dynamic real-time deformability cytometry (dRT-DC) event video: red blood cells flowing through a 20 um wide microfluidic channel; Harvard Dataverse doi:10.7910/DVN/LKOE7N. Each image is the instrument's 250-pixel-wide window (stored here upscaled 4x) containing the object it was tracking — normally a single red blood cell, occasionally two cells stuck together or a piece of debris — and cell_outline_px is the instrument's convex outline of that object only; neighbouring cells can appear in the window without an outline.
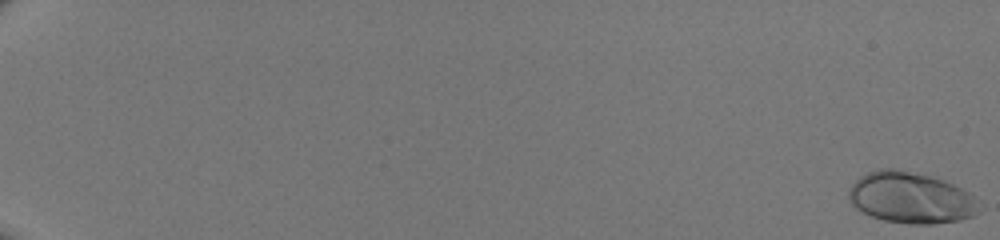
{"species": "human", "species_latin": "Homo sapiens", "temperature_condition": "room temperature", "stored_images_in_passage": 52, "camera_frame_rate_fps": 3000, "um_per_image_px": 0.085, "donor": {"sex": "male"}, "frame": {"image": 1, "passage_image": 1, "time_ms": 0.0, "image_size_px": [1000, 240], "cell_outline_px": [[980, 212], [972, 216], [960, 220], [932, 224], [908, 224], [884, 220], [872, 216], [856, 208], [852, 204], [848, 196], [848, 188], [860, 176], [868, 172], [880, 168], [892, 168], [932, 176], [944, 180], [968, 192], [972, 196]], "centroid_in_image_um": [77.38, 16.81], "position_along_channel_um": 7.6, "area_um2": 38.73}}
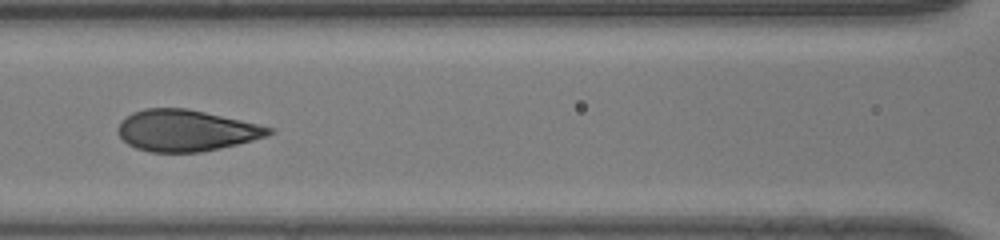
{"frame": {"image": 2, "passage_image": 28, "time_ms": 9.0, "image_size_px": [1000, 240], "cell_outline_px": [[276, 132], [268, 136], [220, 148], [200, 152], [148, 152], [136, 148], [128, 144], [116, 132], [116, 128], [120, 120], [132, 112], [144, 108], [188, 108], [276, 128]], "centroid_in_image_um": [15.8, 11.09], "position_along_channel_um": 150.8, "area_um2": 36.65}}
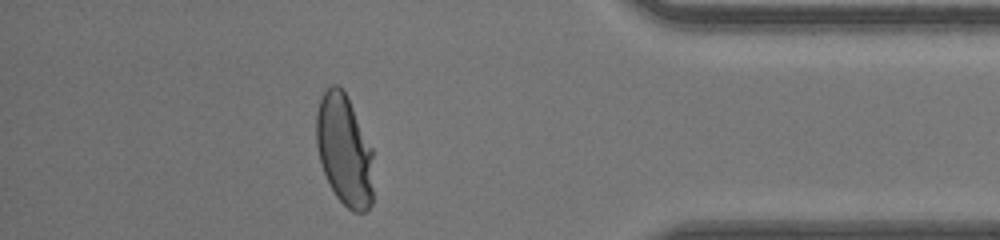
{"frame": {"image": 3, "passage_image": 47, "time_ms": 15.333, "image_size_px": [1000, 240], "cell_outline_px": [[372, 204], [364, 212], [352, 212], [336, 196], [324, 172], [320, 160], [316, 144], [316, 112], [320, 96], [332, 84], [336, 84], [348, 96], [372, 148]], "centroid_in_image_um": [29.26, 12.74], "position_along_channel_um": 405.9, "area_um2": 36.93}}